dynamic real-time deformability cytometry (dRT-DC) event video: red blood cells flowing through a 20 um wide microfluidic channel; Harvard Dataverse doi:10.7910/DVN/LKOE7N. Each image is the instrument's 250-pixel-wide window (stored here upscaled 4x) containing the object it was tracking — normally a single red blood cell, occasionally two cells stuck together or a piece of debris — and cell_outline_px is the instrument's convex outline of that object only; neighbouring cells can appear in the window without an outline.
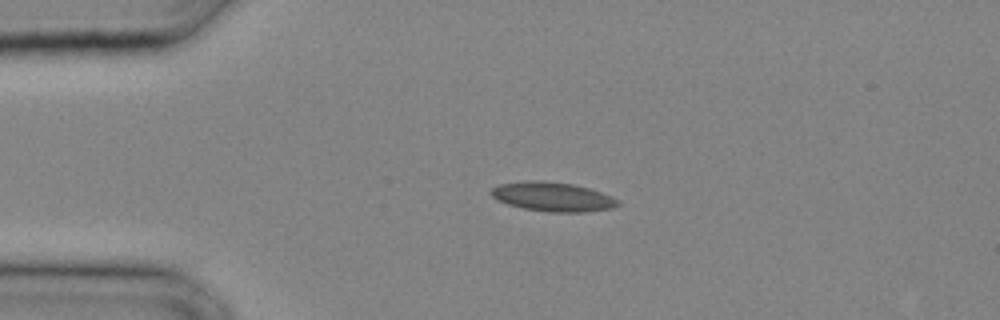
{"species": "common noctule bat (a hibernating species)", "species_latin": "Nyctalus noctula", "temperature_condition": "cold", "stored_images_in_passage": 24, "camera_frame_rate_fps": 3000, "um_per_image_px": 0.085, "animal": {"sex": "male", "body_mass_g": 20.4}, "frame": {"image": 1, "passage_image": 1, "time_ms": 0.0, "image_size_px": [1000, 320], "cell_outline_px": [[620, 204], [612, 208], [584, 212], [548, 212], [524, 208], [508, 204], [496, 200], [488, 192], [492, 188], [500, 184], [528, 180], [544, 180], [572, 184], [588, 188], [612, 196], [620, 200]], "centroid_in_image_um": [46.96, 16.72], "position_along_channel_um": 38.0, "area_um2": 21.68}}
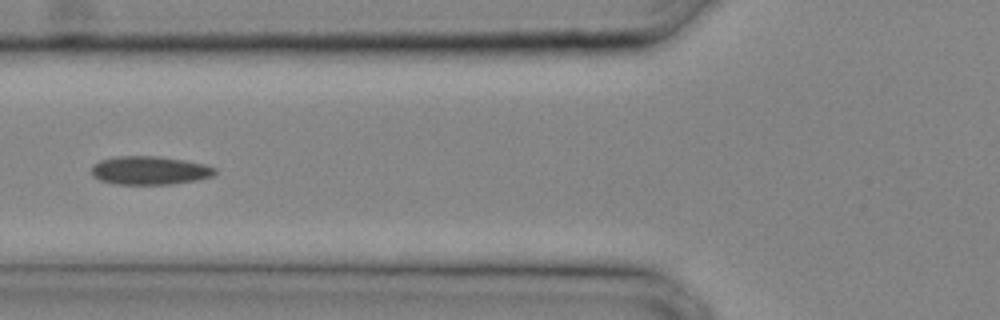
{"frame": {"image": 2, "passage_image": 6, "time_ms": 1.667, "image_size_px": [1000, 320], "cell_outline_px": [[216, 172], [212, 176], [196, 180], [172, 184], [112, 184], [100, 180], [92, 176], [92, 164], [100, 160], [116, 156], [156, 156], [184, 160], [204, 164], [216, 168]], "centroid_in_image_um": [12.69, 14.49], "position_along_channel_um": 113.1, "area_um2": 20.52}}
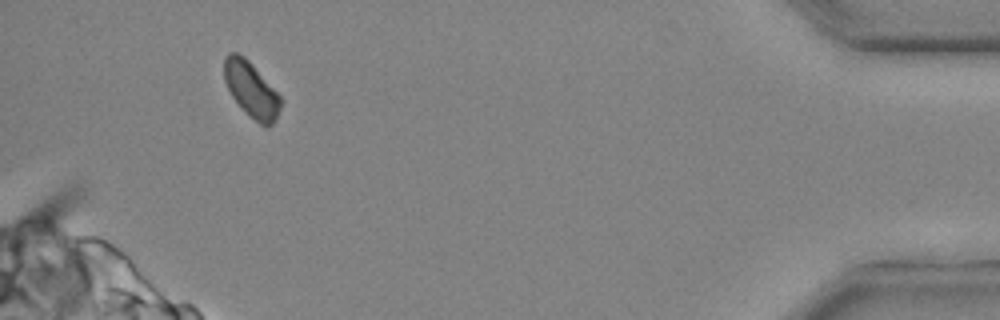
{"frame": {"image": 3, "passage_image": 23, "time_ms": 7.333, "image_size_px": [1000, 320], "cell_outline_px": [[284, 100], [272, 124], [260, 124], [232, 96], [224, 80], [224, 56], [228, 52], [236, 52], [244, 56], [252, 64]], "centroid_in_image_um": [21.35, 7.54], "position_along_channel_um": 413.9, "area_um2": 17.69}}